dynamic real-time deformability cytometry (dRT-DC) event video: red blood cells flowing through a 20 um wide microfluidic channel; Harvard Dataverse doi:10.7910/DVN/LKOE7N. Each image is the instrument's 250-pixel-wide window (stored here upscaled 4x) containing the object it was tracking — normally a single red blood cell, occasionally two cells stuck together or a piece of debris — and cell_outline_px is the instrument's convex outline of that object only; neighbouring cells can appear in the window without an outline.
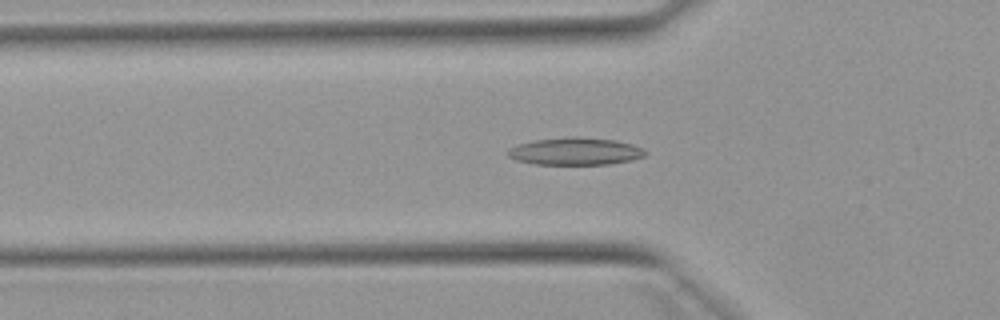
{"species": "Egyptian fruit bat (a non-hibernating species)", "species_latin": "Rousettus aegyptiacus", "temperature_condition": "warm", "stored_images_in_passage": 40, "camera_frame_rate_fps": 3000, "um_per_image_px": 0.085, "animal": {"sex": "female"}, "frame": {"image": 1, "passage_image": 13, "time_ms": 4.0, "image_size_px": [1000, 320], "cell_outline_px": [[648, 152], [644, 156], [632, 160], [608, 164], [536, 164], [516, 160], [508, 156], [508, 148], [520, 144], [536, 140], [572, 136], [576, 136], [616, 140], [632, 144], [644, 148]], "centroid_in_image_um": [48.94, 12.86], "position_along_channel_um": 76.9, "area_um2": 21.91}}
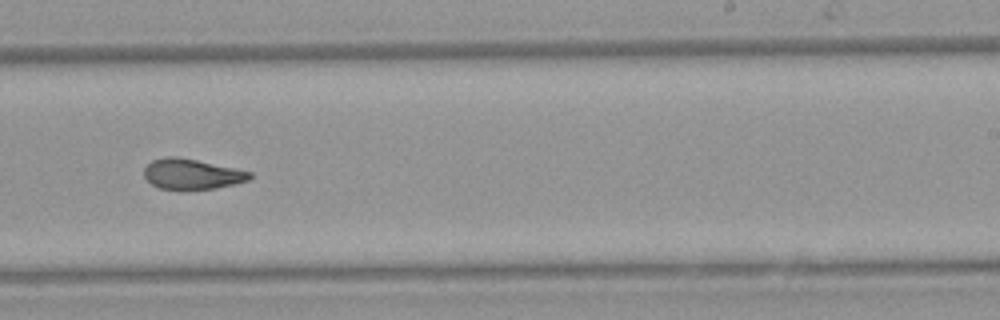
{"frame": {"image": 2, "passage_image": 28, "time_ms": 9.0, "image_size_px": [1000, 320], "cell_outline_px": [[252, 176], [248, 180], [236, 184], [216, 188], [180, 192], [160, 188], [152, 184], [144, 176], [144, 168], [152, 160], [164, 156], [176, 156], [236, 168], [252, 172]], "centroid_in_image_um": [16.3, 14.83], "position_along_channel_um": 272.7, "area_um2": 19.25}}
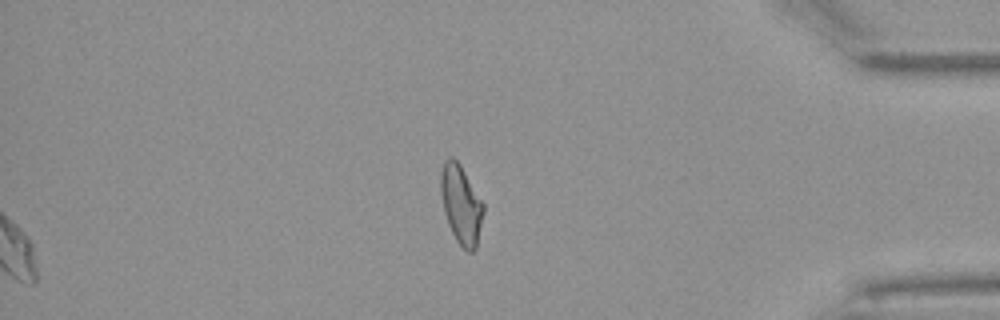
{"frame": {"image": 3, "passage_image": 40, "time_ms": 13.0, "image_size_px": [1000, 320], "cell_outline_px": [[484, 212], [476, 248], [472, 252], [468, 252], [456, 240], [448, 224], [444, 212], [440, 192], [440, 172], [444, 160], [448, 156], [452, 156], [460, 164], [484, 204]], "centroid_in_image_um": [39.18, 17.35], "position_along_channel_um": 396.0, "area_um2": 19.65}, "authors_computed_cell_mechanics": {"area_um2": 19.652, "velocity_mm_per_s": 3.9109, "shape_relaxation_time_tau1_ms": 9.3758, "shape_relaxation_time_tau2_ms": 1.4006, "deformation_change_tau1": 0.2438, "deformation_change_tau2": 0.08}}